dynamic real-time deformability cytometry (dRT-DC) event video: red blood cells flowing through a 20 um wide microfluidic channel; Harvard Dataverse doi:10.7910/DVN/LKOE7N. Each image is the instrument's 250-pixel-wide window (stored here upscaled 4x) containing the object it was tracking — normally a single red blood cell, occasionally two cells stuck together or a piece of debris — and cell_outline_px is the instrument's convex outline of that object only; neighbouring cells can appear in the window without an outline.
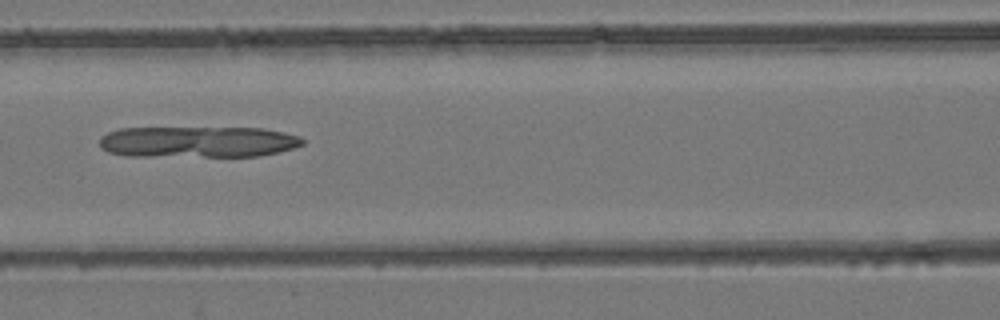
{"species": "common noctule bat (a hibernating species)", "species_latin": "Nyctalus noctula", "temperature_condition": "room temperature", "stored_images_in_passage": 8, "camera_frame_rate_fps": 3000, "um_per_image_px": 0.085, "animal": {"sex": "female", "body_mass_g": 24.6, "forearm_length_mm": 56.2}, "frame": {"image": 1, "passage_image": 8, "time_ms": 7.667, "image_size_px": [1000, 320], "cell_outline_px": [[304, 144], [292, 148], [260, 156], [128, 156], [108, 152], [100, 148], [100, 136], [108, 132], [120, 128], [264, 128], [284, 132], [300, 136], [304, 140]], "centroid_in_image_um": [16.8, 12.06], "position_along_channel_um": 149.8, "area_um2": 37.05}}